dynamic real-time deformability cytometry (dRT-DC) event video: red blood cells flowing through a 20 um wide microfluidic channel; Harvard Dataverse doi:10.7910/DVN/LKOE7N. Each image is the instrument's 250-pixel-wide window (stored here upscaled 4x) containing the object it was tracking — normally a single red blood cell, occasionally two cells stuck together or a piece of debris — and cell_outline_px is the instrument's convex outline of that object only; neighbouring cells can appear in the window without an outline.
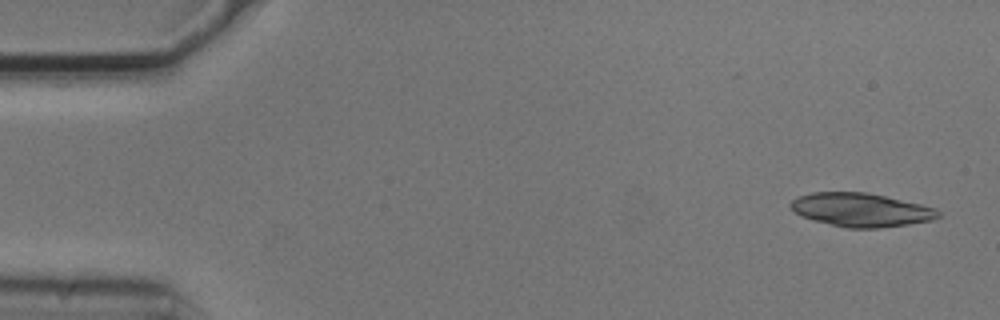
{"species": "common noctule bat (a hibernating species)", "species_latin": "Nyctalus noctula", "temperature_condition": "cold", "stored_images_in_passage": 4, "camera_frame_rate_fps": 3000, "um_per_image_px": 0.085, "animal": {"sex": "male", "body_mass_g": 20.5, "forearm_length_mm": 52.5}, "frame": {"image": 1, "passage_image": 4, "time_ms": 1.0, "image_size_px": [1000, 320], "cell_outline_px": [[940, 216], [932, 220], [908, 224], [880, 228], [848, 228], [812, 220], [800, 216], [788, 204], [792, 200], [800, 196], [812, 192], [864, 192], [884, 196], [920, 204], [936, 208], [940, 212]], "centroid_in_image_um": [73.18, 17.84], "position_along_channel_um": 11.8, "area_um2": 28.73}}